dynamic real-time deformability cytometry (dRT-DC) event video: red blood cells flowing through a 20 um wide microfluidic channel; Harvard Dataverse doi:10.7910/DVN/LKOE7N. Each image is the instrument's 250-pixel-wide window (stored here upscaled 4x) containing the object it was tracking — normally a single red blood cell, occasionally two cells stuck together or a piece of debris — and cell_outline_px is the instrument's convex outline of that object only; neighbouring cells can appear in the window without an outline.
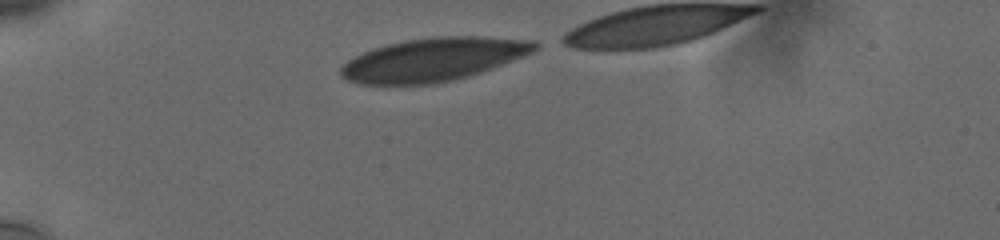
{"species": "human", "species_latin": "Homo sapiens", "temperature_condition": "cold", "stored_images_in_passage": 31, "camera_frame_rate_fps": 3000, "um_per_image_px": 0.085, "donor": {"sex": "male"}, "frame": {"image": 1, "passage_image": 1, "time_ms": 0.0, "image_size_px": [1000, 240], "cell_outline_px": [[540, 44], [532, 52], [480, 72], [468, 76], [452, 80], [432, 84], [360, 84], [348, 80], [340, 72], [340, 68], [348, 60], [364, 52], [388, 44], [408, 40], [432, 36], [476, 36], [536, 40]], "centroid_in_image_um": [36.85, 5.05], "position_along_channel_um": 48.2, "area_um2": 48.26}}
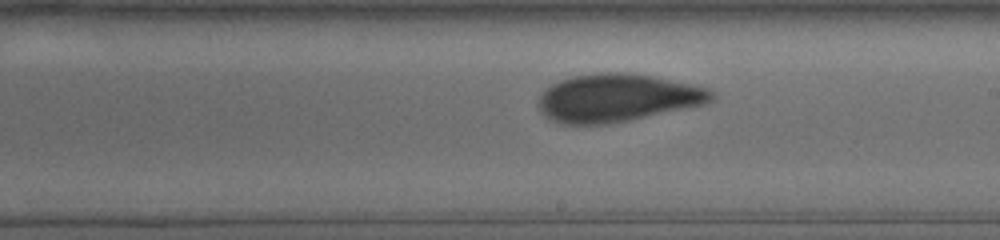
{"frame": {"image": 2, "passage_image": 17, "time_ms": 6.0, "image_size_px": [1000, 240], "cell_outline_px": [[716, 96], [712, 100], [704, 104], [608, 124], [564, 124], [552, 120], [540, 112], [540, 96], [552, 84], [560, 80], [572, 76], [592, 72], [628, 72], [652, 76], [692, 84], [708, 88], [716, 92]], "centroid_in_image_um": [52.49, 8.3], "position_along_channel_um": 236.5, "area_um2": 48.03}}
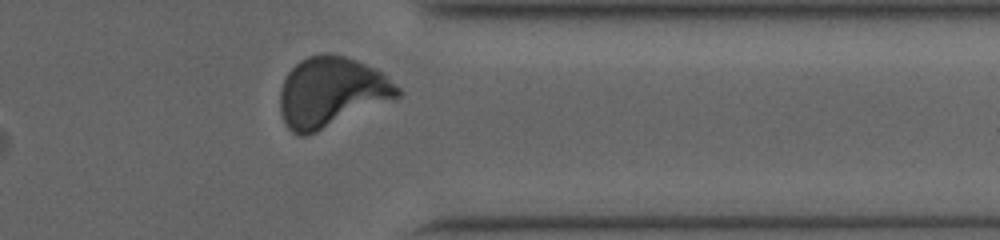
{"frame": {"image": 3, "passage_image": 28, "time_ms": 10.0, "image_size_px": [1000, 240], "cell_outline_px": [[404, 92], [400, 96], [308, 136], [296, 136], [288, 128], [280, 112], [280, 92], [284, 80], [288, 72], [300, 60], [308, 56], [324, 52], [328, 52], [344, 56], [356, 60], [376, 68], [400, 88]], "centroid_in_image_um": [28.15, 7.83], "position_along_channel_um": 383.3, "area_um2": 48.03}, "authors_computed_cell_mechanics": {"area_um2": 48.0318, "velocity_mm_per_s": 3.7322, "shape_relaxation_time_tau1_ms": 11.021, "shape_relaxation_time_tau2_ms": 1.0023, "deformation_change_tau1": 0.2192, "deformation_change_tau2": 0.0418}}